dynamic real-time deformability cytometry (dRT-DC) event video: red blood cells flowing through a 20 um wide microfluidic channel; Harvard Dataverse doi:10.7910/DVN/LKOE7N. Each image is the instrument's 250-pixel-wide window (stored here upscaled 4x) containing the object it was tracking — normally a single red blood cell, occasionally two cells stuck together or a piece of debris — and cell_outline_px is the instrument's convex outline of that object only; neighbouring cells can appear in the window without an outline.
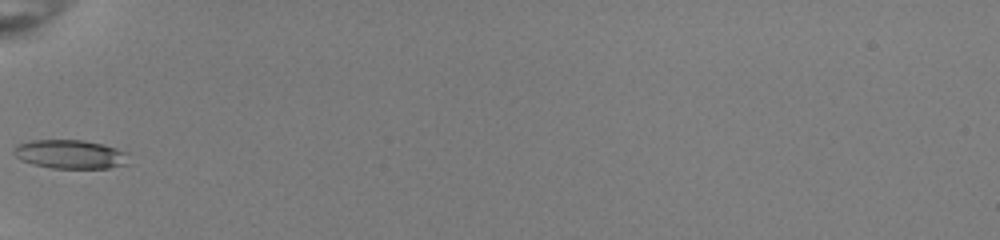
{"species": "common noctule bat (a hibernating species)", "species_latin": "Nyctalus noctula", "temperature_condition": "room temperature", "stored_images_in_passage": 32, "camera_frame_rate_fps": 3000, "um_per_image_px": 0.085, "animal": {"sex": "female", "body_mass_g": 22.0, "forearm_length_mm": 56.7}, "frame": {"image": 1, "passage_image": 1, "time_ms": 0.0, "image_size_px": [1000, 240], "cell_outline_px": [[128, 164], [108, 168], [52, 168], [32, 164], [20, 160], [12, 152], [12, 148], [16, 144], [32, 140], [84, 140], [104, 144], [116, 148], [124, 152]], "centroid_in_image_um": [5.9, 13.1], "position_along_channel_um": 79.1, "area_um2": 19.36}}
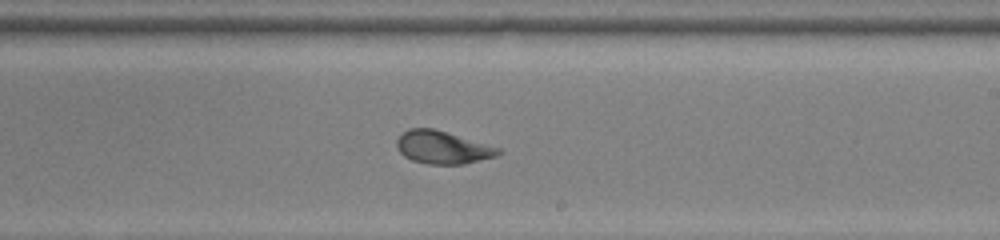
{"frame": {"image": 2, "passage_image": 14, "time_ms": 4.333, "image_size_px": [1000, 240], "cell_outline_px": [[504, 152], [496, 156], [464, 164], [428, 164], [412, 160], [404, 156], [400, 152], [396, 144], [396, 140], [408, 128], [432, 128], [448, 132], [500, 148]], "centroid_in_image_um": [37.63, 12.53], "position_along_channel_um": 251.4, "area_um2": 19.36}}
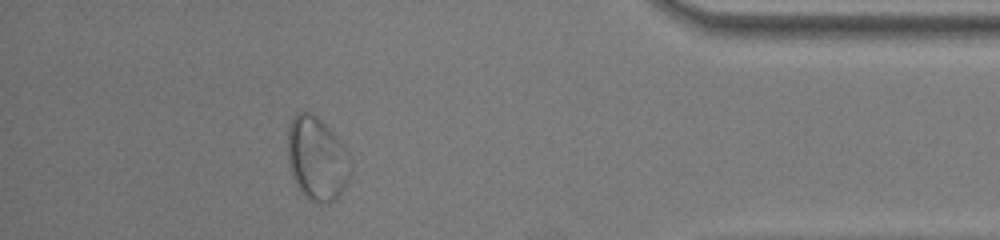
{"frame": {"image": 3, "passage_image": 28, "time_ms": 9.0, "image_size_px": [1000, 240], "cell_outline_px": [[352, 172], [348, 184], [340, 196], [336, 200], [328, 204], [312, 200], [296, 184], [292, 176], [288, 164], [288, 124], [296, 112], [308, 112], [316, 116], [336, 136], [348, 152], [352, 160]], "centroid_in_image_um": [26.98, 13.5], "position_along_channel_um": 408.2, "area_um2": 30.87}, "authors_computed_cell_mechanics": {"area_um2": 19.5364, "velocity_mm_per_s": 3.9874, "shape_relaxation_time_tau1_ms": 4.8802, "shape_relaxation_time_tau2_ms": null, "deformation_change_tau1": 0.1343, "deformation_change_tau2": null}}